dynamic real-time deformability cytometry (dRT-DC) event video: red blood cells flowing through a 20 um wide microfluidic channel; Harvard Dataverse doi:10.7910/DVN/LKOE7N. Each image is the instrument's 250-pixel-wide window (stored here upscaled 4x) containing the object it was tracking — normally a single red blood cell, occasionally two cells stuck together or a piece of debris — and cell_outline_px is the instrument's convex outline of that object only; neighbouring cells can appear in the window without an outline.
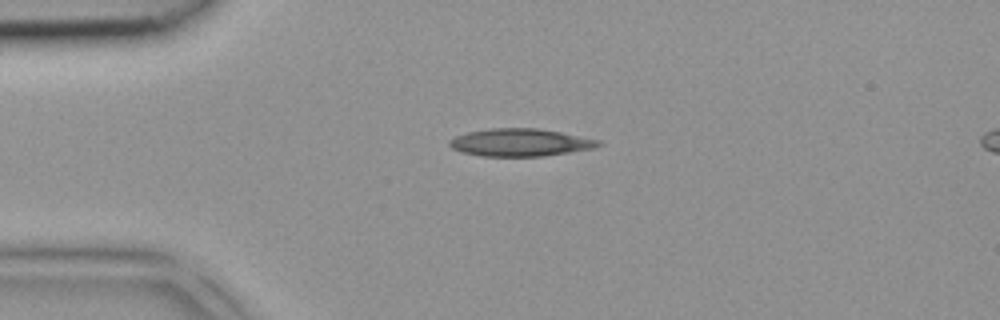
{"species": "common noctule bat (a hibernating species)", "species_latin": "Nyctalus noctula", "temperature_condition": "room temperature", "stored_images_in_passage": 3, "camera_frame_rate_fps": 3000, "um_per_image_px": 0.085, "animal": {"sex": "female", "body_mass_g": 18.4}, "frame": {"image": 1, "passage_image": 2, "time_ms": 0.333, "image_size_px": [1000, 320], "cell_outline_px": [[604, 144], [596, 148], [544, 156], [480, 156], [460, 152], [452, 148], [448, 144], [448, 140], [456, 136], [468, 132], [488, 128], [536, 128], [560, 132], [600, 140]], "centroid_in_image_um": [44.22, 12.11], "position_along_channel_um": 40.8, "area_um2": 24.1}}